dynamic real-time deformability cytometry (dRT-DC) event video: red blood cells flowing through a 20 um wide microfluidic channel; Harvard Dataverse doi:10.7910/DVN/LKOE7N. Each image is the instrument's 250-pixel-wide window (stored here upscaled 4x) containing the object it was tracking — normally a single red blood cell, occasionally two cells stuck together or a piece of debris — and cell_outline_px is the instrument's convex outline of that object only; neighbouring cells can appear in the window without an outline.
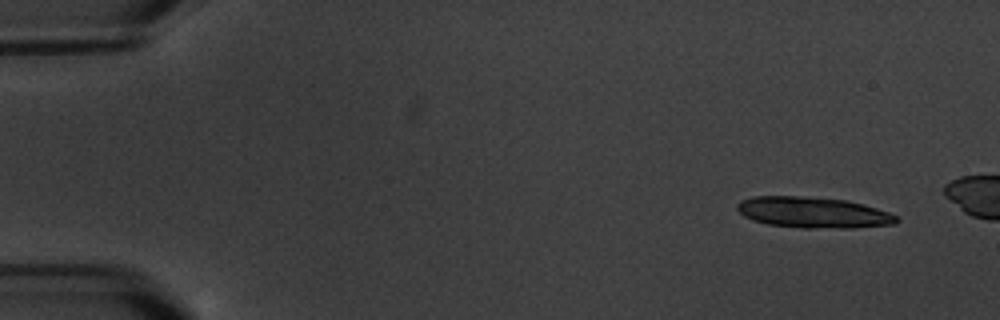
{"species": "common noctule bat (a hibernating species)", "species_latin": "Nyctalus noctula", "temperature_condition": "warm", "stored_images_in_passage": 6, "camera_frame_rate_fps": 3000, "um_per_image_px": 0.085, "animal": {"sex": "male", "body_mass_g": 20.1, "forearm_length_mm": 53.5}, "frame": {"image": 1, "passage_image": 1, "time_ms": 0.0, "image_size_px": [1000, 320], "cell_outline_px": [[900, 220], [896, 224], [852, 228], [804, 228], [768, 224], [752, 220], [744, 216], [736, 208], [736, 204], [740, 200], [752, 196], [804, 196], [844, 200], [864, 204], [888, 212], [896, 216]], "centroid_in_image_um": [69.1, 18.06], "position_along_channel_um": 15.9, "area_um2": 28.84}}